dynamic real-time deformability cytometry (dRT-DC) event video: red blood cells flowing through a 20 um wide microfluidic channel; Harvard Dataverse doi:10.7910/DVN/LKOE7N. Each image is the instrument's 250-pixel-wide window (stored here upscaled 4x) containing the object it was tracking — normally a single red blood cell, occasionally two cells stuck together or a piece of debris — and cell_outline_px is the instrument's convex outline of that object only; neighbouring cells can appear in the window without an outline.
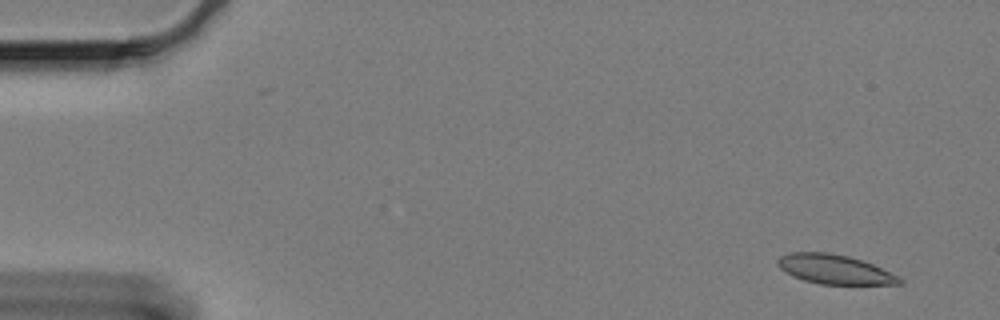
{"species": "Egyptian fruit bat (a non-hibernating species)", "species_latin": "Rousettus aegyptiacus", "temperature_condition": "cold", "stored_images_in_passage": 14, "camera_frame_rate_fps": 3000, "um_per_image_px": 0.085, "animal": {"sex": "female"}, "frame": {"image": 1, "passage_image": 1, "time_ms": 0.0, "image_size_px": [1000, 320], "cell_outline_px": [[904, 284], [820, 284], [804, 280], [792, 276], [780, 268], [776, 264], [776, 260], [780, 256], [788, 252], [828, 252], [848, 256], [872, 264], [900, 276], [904, 280]], "centroid_in_image_um": [70.93, 22.89], "position_along_channel_um": 14.1, "area_um2": 20.92}}
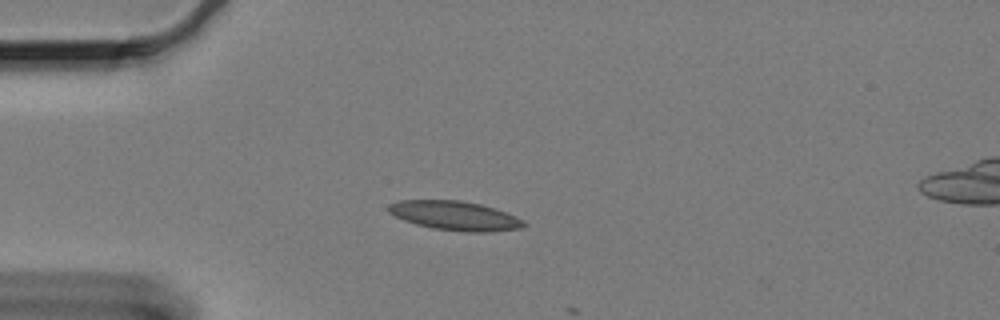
{"frame": {"image": 2, "passage_image": 13, "time_ms": 4.0, "image_size_px": [1000, 320], "cell_outline_px": [[528, 224], [524, 228], [488, 232], [464, 232], [432, 228], [416, 224], [404, 220], [388, 212], [388, 204], [400, 200], [460, 200], [480, 204], [496, 208]], "centroid_in_image_um": [38.65, 18.34], "position_along_channel_um": 46.3, "area_um2": 22.95}}